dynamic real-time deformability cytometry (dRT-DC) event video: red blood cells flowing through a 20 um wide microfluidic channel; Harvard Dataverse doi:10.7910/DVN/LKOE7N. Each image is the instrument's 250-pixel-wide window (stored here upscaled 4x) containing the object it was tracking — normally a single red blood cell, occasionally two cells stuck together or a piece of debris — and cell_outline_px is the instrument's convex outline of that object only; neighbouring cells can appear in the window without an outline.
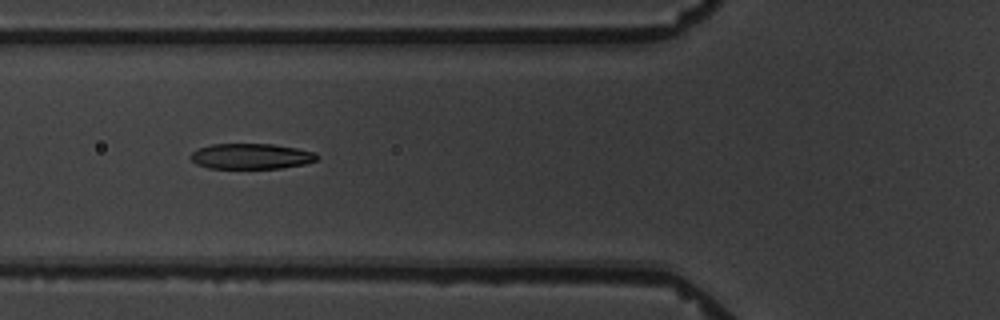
{"species": "common noctule bat (a hibernating species)", "species_latin": "Nyctalus noctula", "temperature_condition": "warm", "stored_images_in_passage": 10, "camera_frame_rate_fps": 3000, "um_per_image_px": 0.085, "animal": {"sex": "male", "body_mass_g": 19.5, "forearm_length_mm": 54.6}, "frame": {"image": 1, "passage_image": 4, "time_ms": 3.333, "image_size_px": [1000, 320], "cell_outline_px": [[320, 156], [316, 160], [304, 164], [280, 168], [208, 168], [196, 164], [188, 156], [192, 152], [200, 148], [212, 144], [272, 144], [296, 148], [316, 152]], "centroid_in_image_um": [21.35, 13.28], "position_along_channel_um": 104.5, "area_um2": 18.79}}
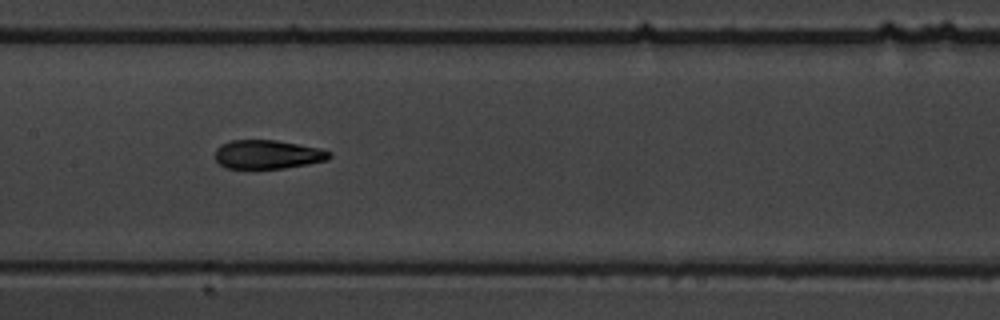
{"frame": {"image": 2, "passage_image": 6, "time_ms": 5.667, "image_size_px": [1000, 320], "cell_outline_px": [[332, 156], [328, 160], [308, 164], [284, 168], [224, 168], [216, 160], [216, 148], [220, 144], [232, 140], [276, 140], [320, 148], [332, 152]], "centroid_in_image_um": [22.77, 13.12], "position_along_channel_um": 184.6, "area_um2": 19.25}}
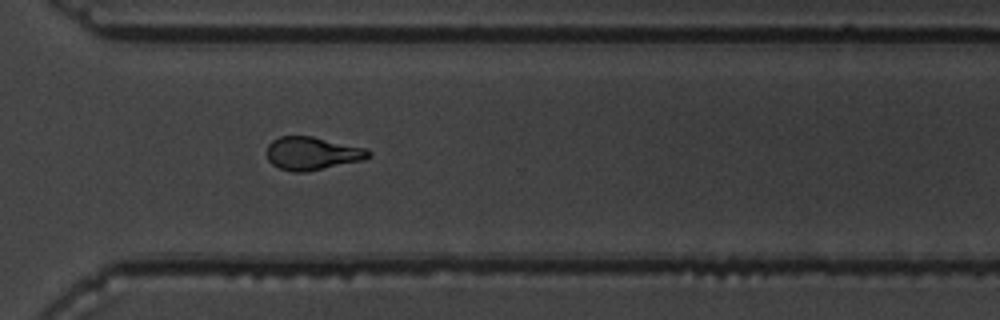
{"frame": {"image": 3, "passage_image": 10, "time_ms": 10.333, "image_size_px": [1000, 320], "cell_outline_px": [[372, 152], [364, 160], [304, 172], [292, 172], [280, 168], [272, 164], [268, 160], [264, 152], [268, 144], [272, 140], [280, 136], [312, 136], [368, 148]], "centroid_in_image_um": [26.51, 13.03], "position_along_channel_um": 344.1, "area_um2": 19.83}}